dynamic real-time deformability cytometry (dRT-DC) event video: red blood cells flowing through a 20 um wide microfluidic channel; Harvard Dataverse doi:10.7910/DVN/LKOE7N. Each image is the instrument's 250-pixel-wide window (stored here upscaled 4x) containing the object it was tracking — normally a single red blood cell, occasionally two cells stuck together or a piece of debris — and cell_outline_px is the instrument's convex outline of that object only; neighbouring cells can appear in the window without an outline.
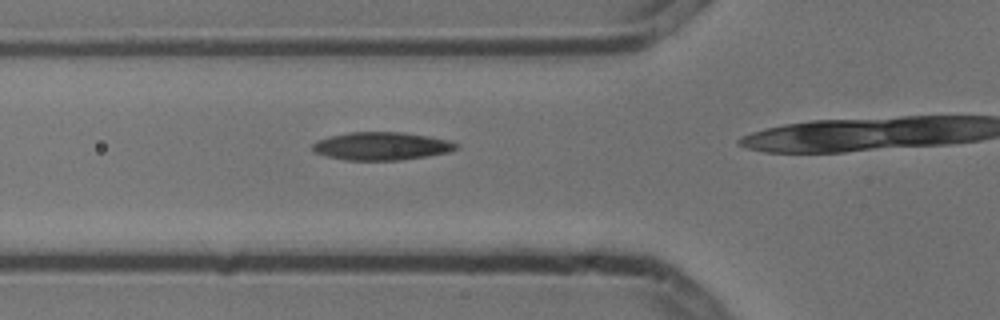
{"species": "common noctule bat (a hibernating species)", "species_latin": "Nyctalus noctula", "temperature_condition": "cold", "stored_images_in_passage": 4, "camera_frame_rate_fps": 3000, "um_per_image_px": 0.085, "animal": {"sex": "male", "body_mass_g": 13.3}, "frame": {"image": 1, "passage_image": 3, "time_ms": 0.667, "image_size_px": [1000, 320], "cell_outline_px": [[460, 148], [448, 152], [400, 160], [348, 160], [328, 156], [316, 152], [312, 148], [312, 144], [320, 140], [332, 136], [348, 132], [404, 132], [428, 136], [448, 140], [460, 144]], "centroid_in_image_um": [32.49, 12.41], "position_along_channel_um": 93.3, "area_um2": 23.18}}